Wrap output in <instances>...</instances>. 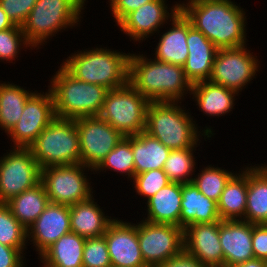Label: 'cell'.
Here are the masks:
<instances>
[{
    "instance_id": "cell-1",
    "label": "cell",
    "mask_w": 267,
    "mask_h": 267,
    "mask_svg": "<svg viewBox=\"0 0 267 267\" xmlns=\"http://www.w3.org/2000/svg\"><path fill=\"white\" fill-rule=\"evenodd\" d=\"M231 0H187L180 10L217 49L245 46L246 12Z\"/></svg>"
},
{
    "instance_id": "cell-2",
    "label": "cell",
    "mask_w": 267,
    "mask_h": 267,
    "mask_svg": "<svg viewBox=\"0 0 267 267\" xmlns=\"http://www.w3.org/2000/svg\"><path fill=\"white\" fill-rule=\"evenodd\" d=\"M129 83L150 102H181L192 84L183 67L130 53Z\"/></svg>"
},
{
    "instance_id": "cell-3",
    "label": "cell",
    "mask_w": 267,
    "mask_h": 267,
    "mask_svg": "<svg viewBox=\"0 0 267 267\" xmlns=\"http://www.w3.org/2000/svg\"><path fill=\"white\" fill-rule=\"evenodd\" d=\"M180 105L181 102H150L147 109L145 132L171 150L194 147L201 136L209 140L215 134L207 125L198 131L194 116Z\"/></svg>"
},
{
    "instance_id": "cell-4",
    "label": "cell",
    "mask_w": 267,
    "mask_h": 267,
    "mask_svg": "<svg viewBox=\"0 0 267 267\" xmlns=\"http://www.w3.org/2000/svg\"><path fill=\"white\" fill-rule=\"evenodd\" d=\"M73 54V55H72ZM61 64L77 80L103 86L109 90L129 82L128 54L95 47L72 53Z\"/></svg>"
},
{
    "instance_id": "cell-5",
    "label": "cell",
    "mask_w": 267,
    "mask_h": 267,
    "mask_svg": "<svg viewBox=\"0 0 267 267\" xmlns=\"http://www.w3.org/2000/svg\"><path fill=\"white\" fill-rule=\"evenodd\" d=\"M48 88L54 99L55 116L62 119L98 116L109 89L77 80L62 65Z\"/></svg>"
},
{
    "instance_id": "cell-6",
    "label": "cell",
    "mask_w": 267,
    "mask_h": 267,
    "mask_svg": "<svg viewBox=\"0 0 267 267\" xmlns=\"http://www.w3.org/2000/svg\"><path fill=\"white\" fill-rule=\"evenodd\" d=\"M85 2L86 0H37L21 26L31 47L39 49L61 30L78 26L82 18L81 11L86 8Z\"/></svg>"
},
{
    "instance_id": "cell-7",
    "label": "cell",
    "mask_w": 267,
    "mask_h": 267,
    "mask_svg": "<svg viewBox=\"0 0 267 267\" xmlns=\"http://www.w3.org/2000/svg\"><path fill=\"white\" fill-rule=\"evenodd\" d=\"M41 167L81 163L76 119L55 117L29 147Z\"/></svg>"
},
{
    "instance_id": "cell-8",
    "label": "cell",
    "mask_w": 267,
    "mask_h": 267,
    "mask_svg": "<svg viewBox=\"0 0 267 267\" xmlns=\"http://www.w3.org/2000/svg\"><path fill=\"white\" fill-rule=\"evenodd\" d=\"M149 103L150 101L128 82L107 92L98 116L125 137L137 135L145 131Z\"/></svg>"
},
{
    "instance_id": "cell-9",
    "label": "cell",
    "mask_w": 267,
    "mask_h": 267,
    "mask_svg": "<svg viewBox=\"0 0 267 267\" xmlns=\"http://www.w3.org/2000/svg\"><path fill=\"white\" fill-rule=\"evenodd\" d=\"M88 169V171H87ZM87 172L94 169L80 164L49 166L41 169L40 182L44 186L51 203L74 205L88 200L93 195V188Z\"/></svg>"
},
{
    "instance_id": "cell-10",
    "label": "cell",
    "mask_w": 267,
    "mask_h": 267,
    "mask_svg": "<svg viewBox=\"0 0 267 267\" xmlns=\"http://www.w3.org/2000/svg\"><path fill=\"white\" fill-rule=\"evenodd\" d=\"M11 149L0 159V203L8 202L41 180V167L32 151L29 148Z\"/></svg>"
},
{
    "instance_id": "cell-11",
    "label": "cell",
    "mask_w": 267,
    "mask_h": 267,
    "mask_svg": "<svg viewBox=\"0 0 267 267\" xmlns=\"http://www.w3.org/2000/svg\"><path fill=\"white\" fill-rule=\"evenodd\" d=\"M138 239L147 267H158L184 250L183 229L173 224L138 222Z\"/></svg>"
},
{
    "instance_id": "cell-12",
    "label": "cell",
    "mask_w": 267,
    "mask_h": 267,
    "mask_svg": "<svg viewBox=\"0 0 267 267\" xmlns=\"http://www.w3.org/2000/svg\"><path fill=\"white\" fill-rule=\"evenodd\" d=\"M256 57V58H255ZM257 56L253 55L247 46L218 49L213 63L210 82L232 89L237 93L255 79L259 72Z\"/></svg>"
},
{
    "instance_id": "cell-13",
    "label": "cell",
    "mask_w": 267,
    "mask_h": 267,
    "mask_svg": "<svg viewBox=\"0 0 267 267\" xmlns=\"http://www.w3.org/2000/svg\"><path fill=\"white\" fill-rule=\"evenodd\" d=\"M76 129L79 135L81 163L92 169H95L125 137L99 116L77 118Z\"/></svg>"
},
{
    "instance_id": "cell-14",
    "label": "cell",
    "mask_w": 267,
    "mask_h": 267,
    "mask_svg": "<svg viewBox=\"0 0 267 267\" xmlns=\"http://www.w3.org/2000/svg\"><path fill=\"white\" fill-rule=\"evenodd\" d=\"M55 117L54 99L50 89L42 94L35 90L26 101L19 121L7 135L14 145L10 147L29 148Z\"/></svg>"
},
{
    "instance_id": "cell-15",
    "label": "cell",
    "mask_w": 267,
    "mask_h": 267,
    "mask_svg": "<svg viewBox=\"0 0 267 267\" xmlns=\"http://www.w3.org/2000/svg\"><path fill=\"white\" fill-rule=\"evenodd\" d=\"M166 3V0H154L129 13L118 24L121 32L139 43L154 33L159 34V29L180 10V2H176L170 9Z\"/></svg>"
},
{
    "instance_id": "cell-16",
    "label": "cell",
    "mask_w": 267,
    "mask_h": 267,
    "mask_svg": "<svg viewBox=\"0 0 267 267\" xmlns=\"http://www.w3.org/2000/svg\"><path fill=\"white\" fill-rule=\"evenodd\" d=\"M112 266L147 267L141 254L138 223L114 220L104 234Z\"/></svg>"
},
{
    "instance_id": "cell-17",
    "label": "cell",
    "mask_w": 267,
    "mask_h": 267,
    "mask_svg": "<svg viewBox=\"0 0 267 267\" xmlns=\"http://www.w3.org/2000/svg\"><path fill=\"white\" fill-rule=\"evenodd\" d=\"M183 240L184 251L205 267H224L219 221L189 225L183 230Z\"/></svg>"
},
{
    "instance_id": "cell-18",
    "label": "cell",
    "mask_w": 267,
    "mask_h": 267,
    "mask_svg": "<svg viewBox=\"0 0 267 267\" xmlns=\"http://www.w3.org/2000/svg\"><path fill=\"white\" fill-rule=\"evenodd\" d=\"M71 232L70 207L49 203L36 221L27 229V241L35 246L40 256L61 236Z\"/></svg>"
},
{
    "instance_id": "cell-19",
    "label": "cell",
    "mask_w": 267,
    "mask_h": 267,
    "mask_svg": "<svg viewBox=\"0 0 267 267\" xmlns=\"http://www.w3.org/2000/svg\"><path fill=\"white\" fill-rule=\"evenodd\" d=\"M219 238L224 255V267L255 259L251 223L244 220H220Z\"/></svg>"
},
{
    "instance_id": "cell-20",
    "label": "cell",
    "mask_w": 267,
    "mask_h": 267,
    "mask_svg": "<svg viewBox=\"0 0 267 267\" xmlns=\"http://www.w3.org/2000/svg\"><path fill=\"white\" fill-rule=\"evenodd\" d=\"M187 45L188 58L183 65L186 78L191 84L209 80L218 49L193 26L188 30Z\"/></svg>"
},
{
    "instance_id": "cell-21",
    "label": "cell",
    "mask_w": 267,
    "mask_h": 267,
    "mask_svg": "<svg viewBox=\"0 0 267 267\" xmlns=\"http://www.w3.org/2000/svg\"><path fill=\"white\" fill-rule=\"evenodd\" d=\"M171 21L172 28L160 35L155 46V59L183 67L188 58L187 34L192 23L181 10L170 19Z\"/></svg>"
},
{
    "instance_id": "cell-22",
    "label": "cell",
    "mask_w": 267,
    "mask_h": 267,
    "mask_svg": "<svg viewBox=\"0 0 267 267\" xmlns=\"http://www.w3.org/2000/svg\"><path fill=\"white\" fill-rule=\"evenodd\" d=\"M181 193L180 227L183 230L192 224L221 220L217 202L203 195L192 182L181 184Z\"/></svg>"
},
{
    "instance_id": "cell-23",
    "label": "cell",
    "mask_w": 267,
    "mask_h": 267,
    "mask_svg": "<svg viewBox=\"0 0 267 267\" xmlns=\"http://www.w3.org/2000/svg\"><path fill=\"white\" fill-rule=\"evenodd\" d=\"M93 195L85 201L70 205L71 232L84 238L100 237L106 233L108 225L114 220L95 202Z\"/></svg>"
},
{
    "instance_id": "cell-24",
    "label": "cell",
    "mask_w": 267,
    "mask_h": 267,
    "mask_svg": "<svg viewBox=\"0 0 267 267\" xmlns=\"http://www.w3.org/2000/svg\"><path fill=\"white\" fill-rule=\"evenodd\" d=\"M238 94L232 89L207 80L192 84L190 97L193 95V101H196L199 110L206 116L220 117L234 109L235 97Z\"/></svg>"
},
{
    "instance_id": "cell-25",
    "label": "cell",
    "mask_w": 267,
    "mask_h": 267,
    "mask_svg": "<svg viewBox=\"0 0 267 267\" xmlns=\"http://www.w3.org/2000/svg\"><path fill=\"white\" fill-rule=\"evenodd\" d=\"M181 202V183L169 182L145 202L147 217L143 220L180 227Z\"/></svg>"
},
{
    "instance_id": "cell-26",
    "label": "cell",
    "mask_w": 267,
    "mask_h": 267,
    "mask_svg": "<svg viewBox=\"0 0 267 267\" xmlns=\"http://www.w3.org/2000/svg\"><path fill=\"white\" fill-rule=\"evenodd\" d=\"M254 166L247 165V199L243 220L251 224H267V165Z\"/></svg>"
},
{
    "instance_id": "cell-27",
    "label": "cell",
    "mask_w": 267,
    "mask_h": 267,
    "mask_svg": "<svg viewBox=\"0 0 267 267\" xmlns=\"http://www.w3.org/2000/svg\"><path fill=\"white\" fill-rule=\"evenodd\" d=\"M131 147L135 175L149 170L163 169L165 161L171 152V149L145 131L131 136Z\"/></svg>"
},
{
    "instance_id": "cell-28",
    "label": "cell",
    "mask_w": 267,
    "mask_h": 267,
    "mask_svg": "<svg viewBox=\"0 0 267 267\" xmlns=\"http://www.w3.org/2000/svg\"><path fill=\"white\" fill-rule=\"evenodd\" d=\"M86 238L70 232L61 236L40 256L49 267H83V249Z\"/></svg>"
},
{
    "instance_id": "cell-29",
    "label": "cell",
    "mask_w": 267,
    "mask_h": 267,
    "mask_svg": "<svg viewBox=\"0 0 267 267\" xmlns=\"http://www.w3.org/2000/svg\"><path fill=\"white\" fill-rule=\"evenodd\" d=\"M225 185L217 202L221 220H243L247 199V167L241 168ZM243 170V171H242Z\"/></svg>"
},
{
    "instance_id": "cell-30",
    "label": "cell",
    "mask_w": 267,
    "mask_h": 267,
    "mask_svg": "<svg viewBox=\"0 0 267 267\" xmlns=\"http://www.w3.org/2000/svg\"><path fill=\"white\" fill-rule=\"evenodd\" d=\"M49 203L41 182L6 202L11 213L26 229L36 221Z\"/></svg>"
},
{
    "instance_id": "cell-31",
    "label": "cell",
    "mask_w": 267,
    "mask_h": 267,
    "mask_svg": "<svg viewBox=\"0 0 267 267\" xmlns=\"http://www.w3.org/2000/svg\"><path fill=\"white\" fill-rule=\"evenodd\" d=\"M34 92L14 83L0 82V129L6 135L19 121L28 98Z\"/></svg>"
},
{
    "instance_id": "cell-32",
    "label": "cell",
    "mask_w": 267,
    "mask_h": 267,
    "mask_svg": "<svg viewBox=\"0 0 267 267\" xmlns=\"http://www.w3.org/2000/svg\"><path fill=\"white\" fill-rule=\"evenodd\" d=\"M200 142L201 140L191 148L171 150L163 167V171L167 174L170 182L185 184L192 181V175H195L196 172L194 152Z\"/></svg>"
},
{
    "instance_id": "cell-33",
    "label": "cell",
    "mask_w": 267,
    "mask_h": 267,
    "mask_svg": "<svg viewBox=\"0 0 267 267\" xmlns=\"http://www.w3.org/2000/svg\"><path fill=\"white\" fill-rule=\"evenodd\" d=\"M107 169L120 174L128 175L127 179L133 180L135 176V165L131 147V136L121 139L116 147L111 150L101 163L94 169L96 173L106 172ZM99 171V172H98Z\"/></svg>"
},
{
    "instance_id": "cell-34",
    "label": "cell",
    "mask_w": 267,
    "mask_h": 267,
    "mask_svg": "<svg viewBox=\"0 0 267 267\" xmlns=\"http://www.w3.org/2000/svg\"><path fill=\"white\" fill-rule=\"evenodd\" d=\"M192 178V183L206 197L218 202L225 185L235 174L222 167L207 165Z\"/></svg>"
},
{
    "instance_id": "cell-35",
    "label": "cell",
    "mask_w": 267,
    "mask_h": 267,
    "mask_svg": "<svg viewBox=\"0 0 267 267\" xmlns=\"http://www.w3.org/2000/svg\"><path fill=\"white\" fill-rule=\"evenodd\" d=\"M0 243L19 249H27V229L14 217L6 203H0Z\"/></svg>"
},
{
    "instance_id": "cell-36",
    "label": "cell",
    "mask_w": 267,
    "mask_h": 267,
    "mask_svg": "<svg viewBox=\"0 0 267 267\" xmlns=\"http://www.w3.org/2000/svg\"><path fill=\"white\" fill-rule=\"evenodd\" d=\"M23 46L27 49L28 47L32 49L21 26L15 25L13 28L0 31V60L2 62L15 61V58H18V54L21 52L20 49H22Z\"/></svg>"
},
{
    "instance_id": "cell-37",
    "label": "cell",
    "mask_w": 267,
    "mask_h": 267,
    "mask_svg": "<svg viewBox=\"0 0 267 267\" xmlns=\"http://www.w3.org/2000/svg\"><path fill=\"white\" fill-rule=\"evenodd\" d=\"M167 174L163 169H154L137 174L133 178L135 192L146 201L153 197L160 189L169 183Z\"/></svg>"
},
{
    "instance_id": "cell-38",
    "label": "cell",
    "mask_w": 267,
    "mask_h": 267,
    "mask_svg": "<svg viewBox=\"0 0 267 267\" xmlns=\"http://www.w3.org/2000/svg\"><path fill=\"white\" fill-rule=\"evenodd\" d=\"M83 267L112 266L105 237L86 238L83 249Z\"/></svg>"
},
{
    "instance_id": "cell-39",
    "label": "cell",
    "mask_w": 267,
    "mask_h": 267,
    "mask_svg": "<svg viewBox=\"0 0 267 267\" xmlns=\"http://www.w3.org/2000/svg\"><path fill=\"white\" fill-rule=\"evenodd\" d=\"M37 0H0V6L15 24L22 26Z\"/></svg>"
},
{
    "instance_id": "cell-40",
    "label": "cell",
    "mask_w": 267,
    "mask_h": 267,
    "mask_svg": "<svg viewBox=\"0 0 267 267\" xmlns=\"http://www.w3.org/2000/svg\"><path fill=\"white\" fill-rule=\"evenodd\" d=\"M154 0H109L115 23L118 25L129 13Z\"/></svg>"
},
{
    "instance_id": "cell-41",
    "label": "cell",
    "mask_w": 267,
    "mask_h": 267,
    "mask_svg": "<svg viewBox=\"0 0 267 267\" xmlns=\"http://www.w3.org/2000/svg\"><path fill=\"white\" fill-rule=\"evenodd\" d=\"M252 248L255 259H267V224H252Z\"/></svg>"
},
{
    "instance_id": "cell-42",
    "label": "cell",
    "mask_w": 267,
    "mask_h": 267,
    "mask_svg": "<svg viewBox=\"0 0 267 267\" xmlns=\"http://www.w3.org/2000/svg\"><path fill=\"white\" fill-rule=\"evenodd\" d=\"M24 258L19 249L0 243V267H25Z\"/></svg>"
},
{
    "instance_id": "cell-43",
    "label": "cell",
    "mask_w": 267,
    "mask_h": 267,
    "mask_svg": "<svg viewBox=\"0 0 267 267\" xmlns=\"http://www.w3.org/2000/svg\"><path fill=\"white\" fill-rule=\"evenodd\" d=\"M158 267H205L197 258L189 255L184 250L175 257L167 260Z\"/></svg>"
},
{
    "instance_id": "cell-44",
    "label": "cell",
    "mask_w": 267,
    "mask_h": 267,
    "mask_svg": "<svg viewBox=\"0 0 267 267\" xmlns=\"http://www.w3.org/2000/svg\"><path fill=\"white\" fill-rule=\"evenodd\" d=\"M15 24L10 20L7 14L0 6V31L13 28Z\"/></svg>"
},
{
    "instance_id": "cell-45",
    "label": "cell",
    "mask_w": 267,
    "mask_h": 267,
    "mask_svg": "<svg viewBox=\"0 0 267 267\" xmlns=\"http://www.w3.org/2000/svg\"><path fill=\"white\" fill-rule=\"evenodd\" d=\"M230 267H265V262L262 259H252Z\"/></svg>"
},
{
    "instance_id": "cell-46",
    "label": "cell",
    "mask_w": 267,
    "mask_h": 267,
    "mask_svg": "<svg viewBox=\"0 0 267 267\" xmlns=\"http://www.w3.org/2000/svg\"><path fill=\"white\" fill-rule=\"evenodd\" d=\"M264 262H265V267H267V259H266V260H264Z\"/></svg>"
},
{
    "instance_id": "cell-47",
    "label": "cell",
    "mask_w": 267,
    "mask_h": 267,
    "mask_svg": "<svg viewBox=\"0 0 267 267\" xmlns=\"http://www.w3.org/2000/svg\"><path fill=\"white\" fill-rule=\"evenodd\" d=\"M41 267H49V266H47L46 264L43 263V265Z\"/></svg>"
}]
</instances>
